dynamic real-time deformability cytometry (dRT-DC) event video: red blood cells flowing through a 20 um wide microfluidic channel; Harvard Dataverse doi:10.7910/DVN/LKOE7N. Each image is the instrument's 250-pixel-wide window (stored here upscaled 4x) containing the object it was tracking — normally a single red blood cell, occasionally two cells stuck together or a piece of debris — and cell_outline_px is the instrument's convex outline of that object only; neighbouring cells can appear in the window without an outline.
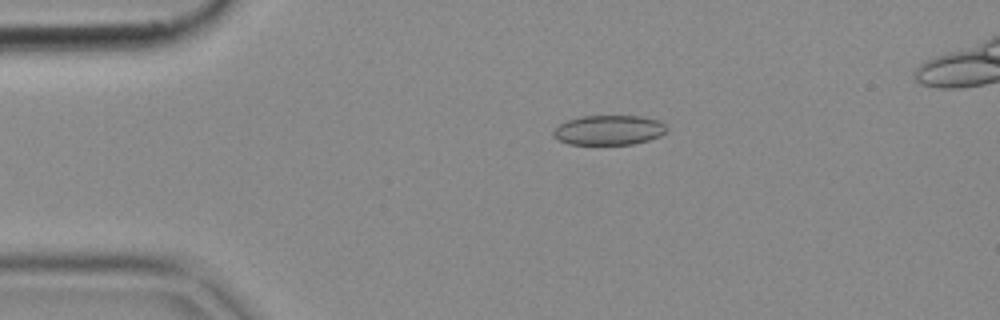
{"species": "common noctule bat (a hibernating species)", "species_latin": "Nyctalus noctula", "temperature_condition": "cold", "stored_images_in_passage": 50, "camera_frame_rate_fps": 3000, "um_per_image_px": 0.085, "animal": {"sex": "female", "body_mass_g": 18.4}, "frame": {"image": 1, "passage_image": 10, "time_ms": 3.0, "image_size_px": [1000, 320], "cell_outline_px": [[668, 132], [660, 136], [648, 140], [632, 144], [568, 144], [556, 140], [552, 136], [552, 132], [560, 124], [568, 120], [580, 116], [640, 116], [660, 120], [668, 128]], "centroid_in_image_um": [51.76, 11.06], "position_along_channel_um": 33.2, "area_um2": 19.83}}
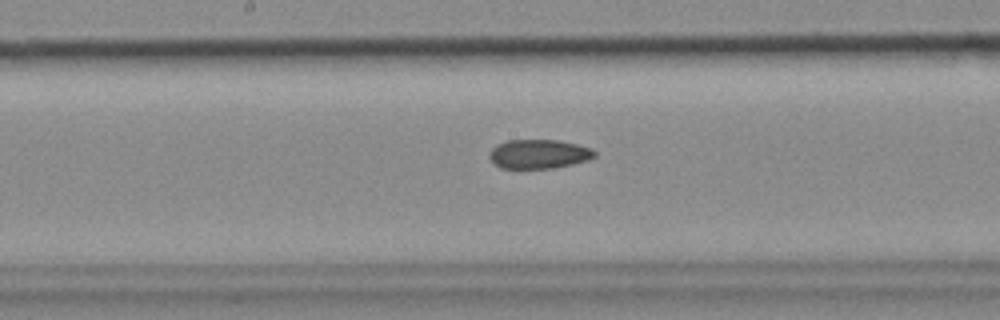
{"frame": {"image": 2, "passage_image": 26, "time_ms": 8.333, "image_size_px": [1000, 320], "cell_outline_px": [[596, 156], [588, 160], [572, 164], [548, 168], [500, 168], [488, 156], [492, 148], [496, 144], [508, 140], [556, 140], [576, 144], [592, 148], [596, 152]], "centroid_in_image_um": [45.8, 13.08], "position_along_channel_um": 202.4, "area_um2": 17.74}}
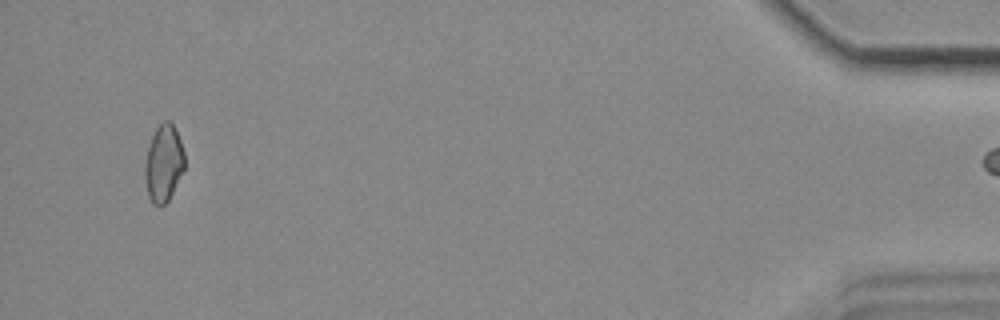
{"frame": {"image": 3, "passage_image": 49, "time_ms": 16.0, "image_size_px": [1000, 320], "cell_outline_px": [[184, 168], [168, 200], [164, 204], [152, 204], [148, 196], [144, 180], [144, 160], [152, 136], [156, 128], [164, 120], [168, 120], [172, 124], [180, 140], [184, 152]], "centroid_in_image_um": [13.87, 13.88], "position_along_channel_um": 421.3, "area_um2": 17.63}}